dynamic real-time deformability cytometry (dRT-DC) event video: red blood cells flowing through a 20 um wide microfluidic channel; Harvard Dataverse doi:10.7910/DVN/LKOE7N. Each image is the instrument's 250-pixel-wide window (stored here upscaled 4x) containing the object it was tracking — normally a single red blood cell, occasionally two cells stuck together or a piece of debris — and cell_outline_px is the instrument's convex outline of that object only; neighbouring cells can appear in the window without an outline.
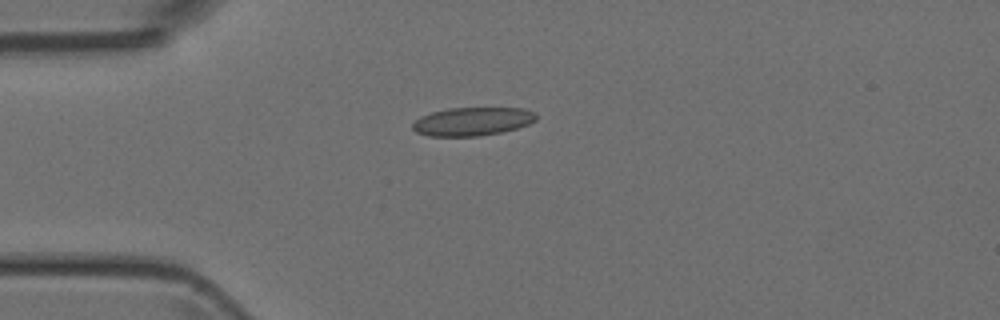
{"species": "Egyptian fruit bat (a non-hibernating species)", "species_latin": "Rousettus aegyptiacus", "temperature_condition": "room temperature", "stored_images_in_passage": 7, "camera_frame_rate_fps": 3000, "um_per_image_px": 0.085, "animal": {"sex": "female"}, "frame": {"image": 1, "passage_image": 7, "time_ms": 7.667, "image_size_px": [1000, 320], "cell_outline_px": [[536, 120], [528, 124], [516, 128], [500, 132], [480, 136], [428, 136], [416, 132], [412, 128], [412, 124], [420, 116], [432, 112], [448, 108], [524, 108], [536, 112]], "centroid_in_image_um": [40.15, 10.32], "position_along_channel_um": 44.9, "area_um2": 20.46}}